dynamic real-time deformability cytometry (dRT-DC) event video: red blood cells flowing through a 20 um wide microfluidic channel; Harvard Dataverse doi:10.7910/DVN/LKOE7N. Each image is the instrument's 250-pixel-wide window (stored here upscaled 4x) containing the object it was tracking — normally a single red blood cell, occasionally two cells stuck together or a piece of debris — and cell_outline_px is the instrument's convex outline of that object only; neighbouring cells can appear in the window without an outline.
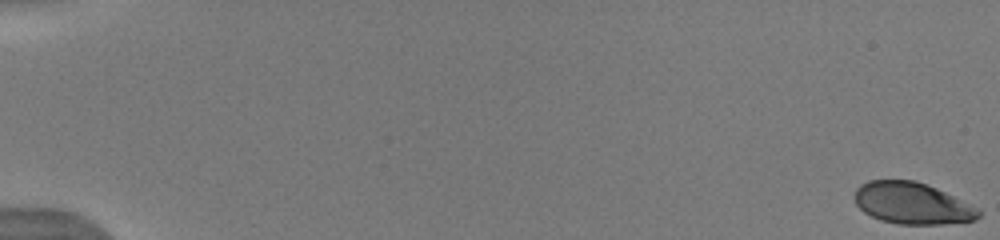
{"species": "human", "species_latin": "Homo sapiens", "temperature_condition": "warm", "stored_images_in_passage": 36, "camera_frame_rate_fps": 3000, "um_per_image_px": 0.085, "donor": {"sex": "male"}, "frame": {"image": 1, "passage_image": 1, "time_ms": 0.0, "image_size_px": [1000, 240], "cell_outline_px": [[980, 216], [976, 220], [944, 224], [896, 224], [880, 220], [864, 212], [856, 204], [856, 188], [860, 184], [868, 180], [916, 180], [928, 184], [980, 208]], "centroid_in_image_um": [77.56, 17.28], "position_along_channel_um": 7.4, "area_um2": 30.23}}
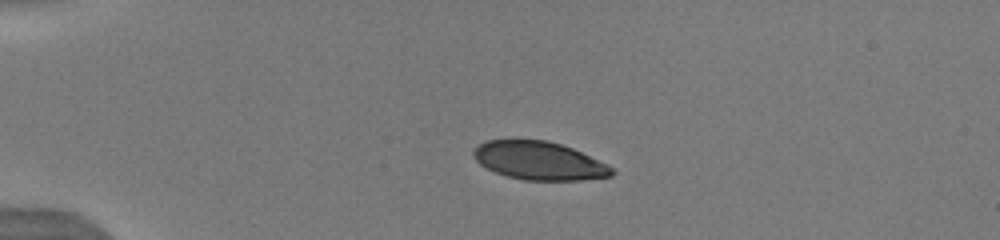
{"frame": {"image": 2, "passage_image": 8, "time_ms": 4.333, "image_size_px": [1000, 240], "cell_outline_px": [[616, 172], [612, 176], [580, 180], [524, 180], [508, 176], [496, 172], [480, 164], [472, 156], [472, 152], [484, 140], [548, 140], [572, 148], [608, 164]], "centroid_in_image_um": [45.84, 13.66], "position_along_channel_um": 39.2, "area_um2": 30.69}}
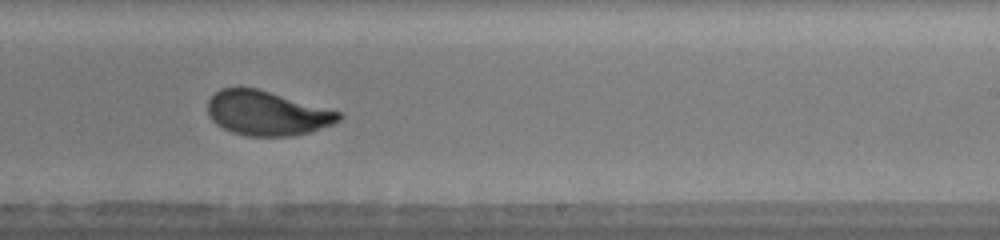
{"frame": {"image": 3, "passage_image": 23, "time_ms": 11.333, "image_size_px": [1000, 240], "cell_outline_px": [[344, 116], [340, 120], [332, 124], [312, 132], [292, 136], [248, 136], [232, 132], [216, 124], [208, 116], [208, 100], [220, 88], [256, 88], [340, 112]], "centroid_in_image_um": [22.69, 9.64], "position_along_channel_um": 266.3, "area_um2": 33.76}, "authors_computed_cell_mechanics": {"area_um2": 33.7552, "velocity_mm_per_s": 3.9769, "shape_relaxation_time_tau1_ms": 3.847, "shape_relaxation_time_tau2_ms": null, "deformation_change_tau1": 0.1562, "deformation_change_tau2": null}}